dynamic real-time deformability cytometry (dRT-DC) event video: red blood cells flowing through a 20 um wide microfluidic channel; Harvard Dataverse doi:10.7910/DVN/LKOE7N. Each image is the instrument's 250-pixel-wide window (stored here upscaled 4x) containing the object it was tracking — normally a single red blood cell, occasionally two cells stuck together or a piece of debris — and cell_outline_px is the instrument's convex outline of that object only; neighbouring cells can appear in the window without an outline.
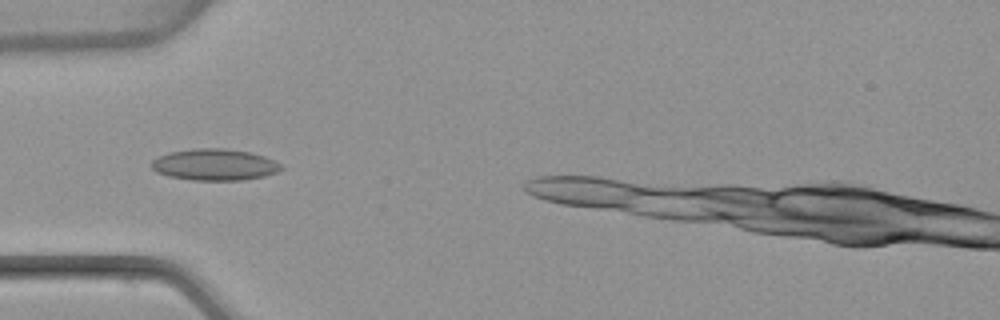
{"species": "common noctule bat (a hibernating species)", "species_latin": "Nyctalus noctula", "temperature_condition": "warm", "stored_images_in_passage": 16, "camera_frame_rate_fps": 3000, "um_per_image_px": 0.085, "animal": {"sex": "female", "body_mass_g": 22.7, "forearm_length_mm": 54.2}, "frame": {"image": 1, "passage_image": 7, "time_ms": 2.0, "image_size_px": [1000, 320], "cell_outline_px": [[284, 168], [276, 172], [264, 176], [244, 180], [192, 180], [168, 176], [156, 172], [152, 168], [152, 160], [168, 152], [192, 148], [224, 148], [248, 152], [264, 156], [280, 164]], "centroid_in_image_um": [18.22, 13.99], "position_along_channel_um": 66.8, "area_um2": 23.76}}
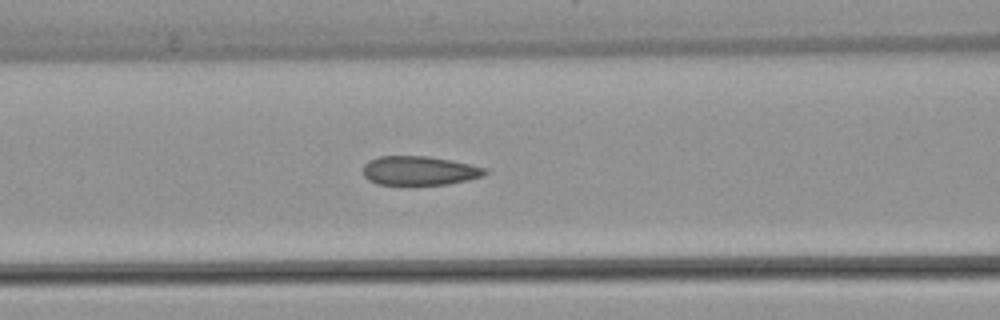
{"frame": {"image": 2, "passage_image": 12, "time_ms": 3.667, "image_size_px": [1000, 320], "cell_outline_px": [[488, 172], [484, 176], [468, 180], [448, 184], [376, 184], [368, 180], [364, 176], [364, 164], [368, 160], [380, 156], [428, 156], [452, 160], [488, 168]], "centroid_in_image_um": [35.68, 14.5], "position_along_channel_um": 130.9, "area_um2": 20.75}}